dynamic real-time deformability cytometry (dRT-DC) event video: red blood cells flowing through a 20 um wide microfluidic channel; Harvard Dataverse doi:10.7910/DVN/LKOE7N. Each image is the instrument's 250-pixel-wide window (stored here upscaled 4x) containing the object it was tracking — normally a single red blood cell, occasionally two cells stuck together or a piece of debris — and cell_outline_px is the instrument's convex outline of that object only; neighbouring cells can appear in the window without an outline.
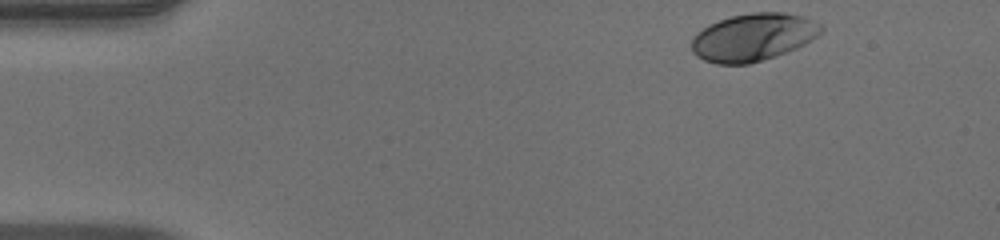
{"species": "human", "species_latin": "Homo sapiens", "temperature_condition": "warm", "stored_images_in_passage": 40, "camera_frame_rate_fps": 3000, "um_per_image_px": 0.085, "donor": {"sex": "male"}, "frame": {"image": 1, "passage_image": 1, "time_ms": 0.0, "image_size_px": [1000, 240], "cell_outline_px": [[824, 28], [812, 40], [796, 48], [748, 64], [716, 64], [704, 60], [696, 56], [692, 52], [692, 36], [696, 32], [708, 24], [732, 16], [752, 12], [784, 12], [804, 16], [820, 24]], "centroid_in_image_um": [63.99, 3.15], "position_along_channel_um": 21.0, "area_um2": 35.78}}
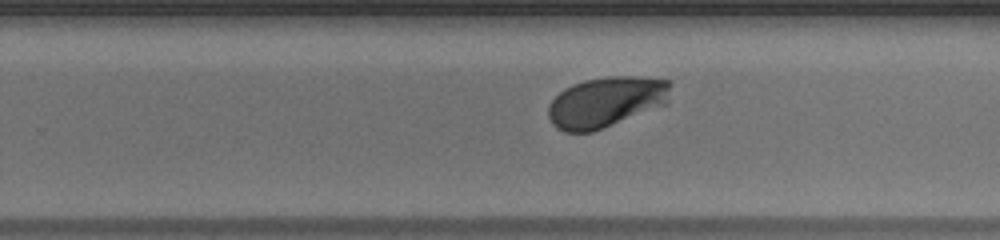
{"frame": {"image": 2, "passage_image": 28, "time_ms": 9.0, "image_size_px": [1000, 240], "cell_outline_px": [[672, 84], [668, 104], [604, 128], [592, 132], [564, 132], [556, 128], [552, 124], [548, 116], [548, 104], [564, 88], [572, 84], [584, 80], [608, 76], [640, 76], [672, 80]], "centroid_in_image_um": [51.55, 8.66], "position_along_channel_um": 278.2, "area_um2": 36.65}}
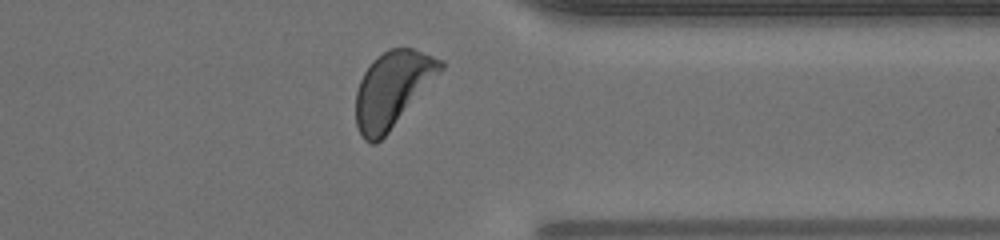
{"frame": {"image": 3, "passage_image": 36, "time_ms": 11.667, "image_size_px": [1000, 240], "cell_outline_px": [[444, 68], [388, 132], [376, 144], [372, 144], [364, 140], [356, 124], [356, 92], [360, 80], [364, 72], [372, 60], [376, 56], [388, 48], [412, 48], [444, 60]], "centroid_in_image_um": [33.34, 7.56], "position_along_channel_um": 378.1, "area_um2": 36.93}, "authors_computed_cell_mechanics": {"area_um2": 35.5759, "velocity_mm_per_s": 3.9299, "shape_relaxation_time_tau1_ms": 1.7651, "shape_relaxation_time_tau2_ms": null, "deformation_change_tau1": 0.1516, "deformation_change_tau2": null}}